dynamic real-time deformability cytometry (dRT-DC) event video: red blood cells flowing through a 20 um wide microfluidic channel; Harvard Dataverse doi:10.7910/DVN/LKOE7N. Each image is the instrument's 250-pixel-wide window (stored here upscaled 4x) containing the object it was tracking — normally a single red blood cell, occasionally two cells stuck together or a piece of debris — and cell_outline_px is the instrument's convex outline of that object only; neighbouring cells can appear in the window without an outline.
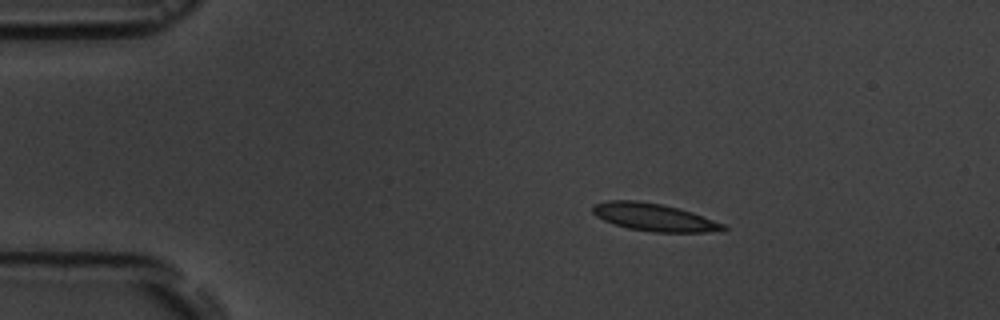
{"species": "common noctule bat (a hibernating species)", "species_latin": "Nyctalus noctula", "temperature_condition": "room temperature", "stored_images_in_passage": 4, "camera_frame_rate_fps": 3000, "um_per_image_px": 0.085, "animal": {"sex": "male", "body_mass_g": 19.5, "forearm_length_mm": 54.6}, "frame": {"image": 1, "passage_image": 1, "time_ms": 0.0, "image_size_px": [1000, 320], "cell_outline_px": [[728, 228], [724, 232], [652, 232], [628, 228], [604, 220], [596, 216], [592, 212], [592, 204], [608, 200], [636, 200], [660, 204], [680, 208], [692, 212], [724, 224]], "centroid_in_image_um": [55.61, 18.47], "position_along_channel_um": 29.4, "area_um2": 21.1}}
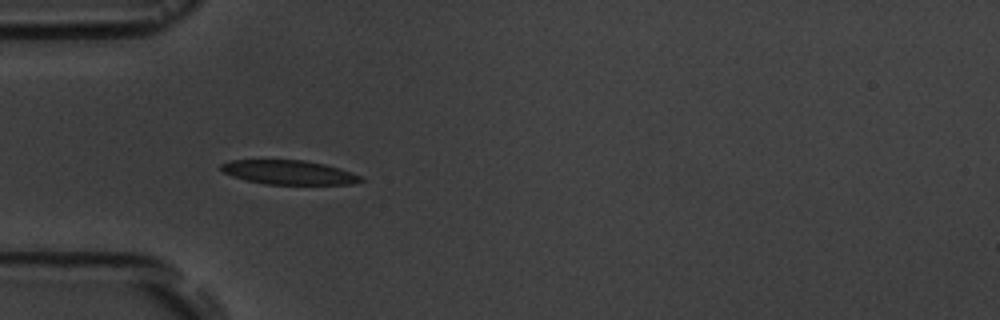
{"frame": {"image": 2, "passage_image": 3, "time_ms": 2.333, "image_size_px": [1000, 320], "cell_outline_px": [[364, 180], [352, 184], [264, 184], [244, 180], [232, 176], [224, 172], [220, 168], [220, 164], [228, 160], [304, 160], [324, 164], [340, 168], [364, 176]], "centroid_in_image_um": [24.56, 14.65], "position_along_channel_um": 60.4, "area_um2": 19.83}}
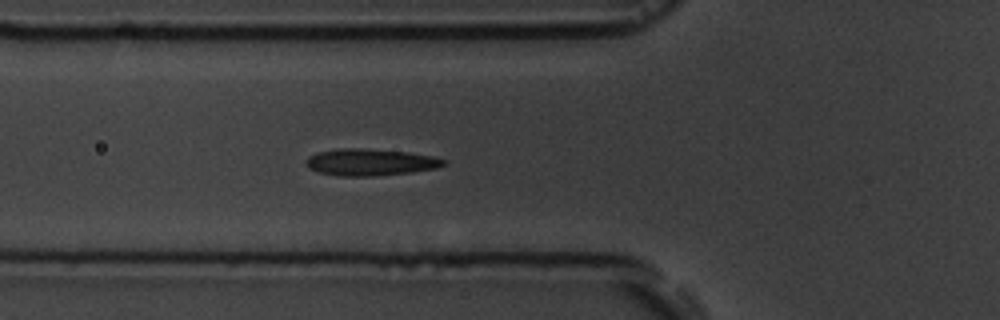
{"frame": {"image": 3, "passage_image": 4, "time_ms": 3.333, "image_size_px": [1000, 320], "cell_outline_px": [[448, 164], [436, 168], [412, 172], [372, 176], [336, 176], [320, 172], [308, 168], [304, 164], [304, 160], [308, 156], [316, 152], [336, 148], [360, 148], [408, 152], [432, 156], [448, 160]], "centroid_in_image_um": [31.44, 13.78], "position_along_channel_um": 94.4, "area_um2": 21.79}}